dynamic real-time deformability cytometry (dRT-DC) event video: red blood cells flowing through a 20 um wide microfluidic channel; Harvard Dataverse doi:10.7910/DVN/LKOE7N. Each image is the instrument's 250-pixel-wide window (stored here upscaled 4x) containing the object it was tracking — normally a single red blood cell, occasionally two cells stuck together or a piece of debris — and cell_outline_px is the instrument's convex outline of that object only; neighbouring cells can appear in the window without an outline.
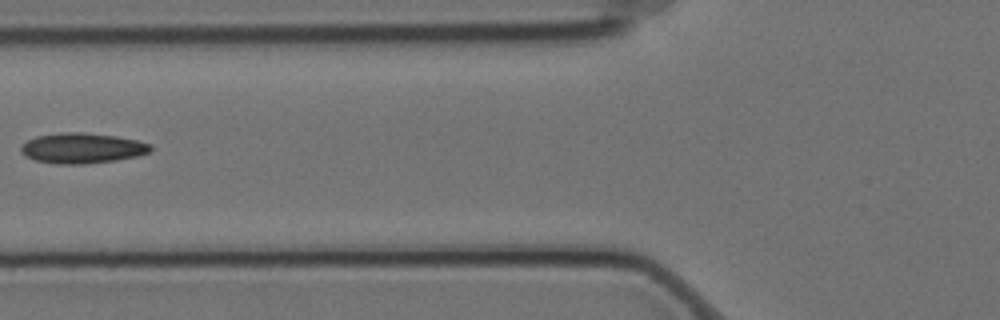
{"species": "Egyptian fruit bat (a non-hibernating species)", "species_latin": "Rousettus aegyptiacus", "temperature_condition": "cold", "stored_images_in_passage": 16, "camera_frame_rate_fps": 3000, "um_per_image_px": 0.085, "animal": {"sex": "female"}, "frame": {"image": 1, "passage_image": 7, "time_ms": 2.0, "image_size_px": [1000, 320], "cell_outline_px": [[152, 148], [148, 152], [136, 156], [116, 160], [84, 164], [56, 164], [36, 160], [24, 156], [20, 152], [20, 148], [28, 140], [36, 136], [60, 132], [80, 132], [116, 136], [136, 140], [152, 144]], "centroid_in_image_um": [6.96, 12.59], "position_along_channel_um": 118.8, "area_um2": 22.89}}
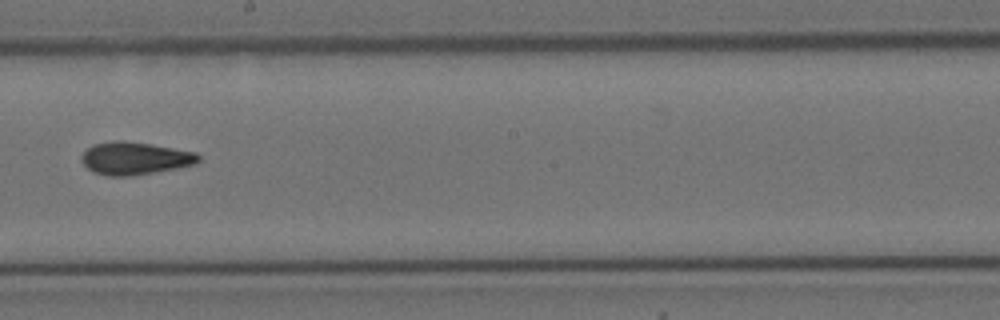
{"frame": {"image": 2, "passage_image": 10, "time_ms": 3.0, "image_size_px": [1000, 320], "cell_outline_px": [[200, 160], [196, 164], [176, 168], [128, 176], [108, 176], [92, 172], [80, 160], [80, 156], [92, 144], [112, 140], [124, 140], [152, 144], [196, 152], [200, 156]], "centroid_in_image_um": [11.44, 13.44], "position_along_channel_um": 236.8, "area_um2": 22.37}}
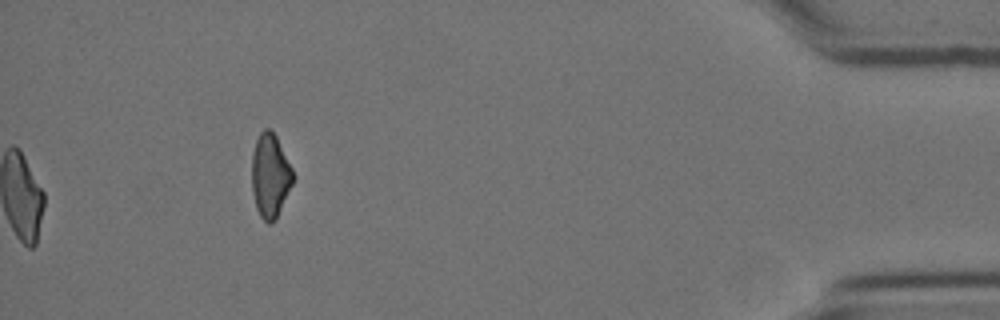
{"frame": {"image": 3, "passage_image": 15, "time_ms": 4.667, "image_size_px": [1000, 320], "cell_outline_px": [[296, 176], [276, 220], [272, 224], [268, 224], [260, 216], [256, 208], [252, 192], [252, 152], [256, 140], [260, 132], [264, 128], [268, 128], [276, 136]], "centroid_in_image_um": [22.97, 14.96], "position_along_channel_um": 412.2, "area_um2": 20.35}}